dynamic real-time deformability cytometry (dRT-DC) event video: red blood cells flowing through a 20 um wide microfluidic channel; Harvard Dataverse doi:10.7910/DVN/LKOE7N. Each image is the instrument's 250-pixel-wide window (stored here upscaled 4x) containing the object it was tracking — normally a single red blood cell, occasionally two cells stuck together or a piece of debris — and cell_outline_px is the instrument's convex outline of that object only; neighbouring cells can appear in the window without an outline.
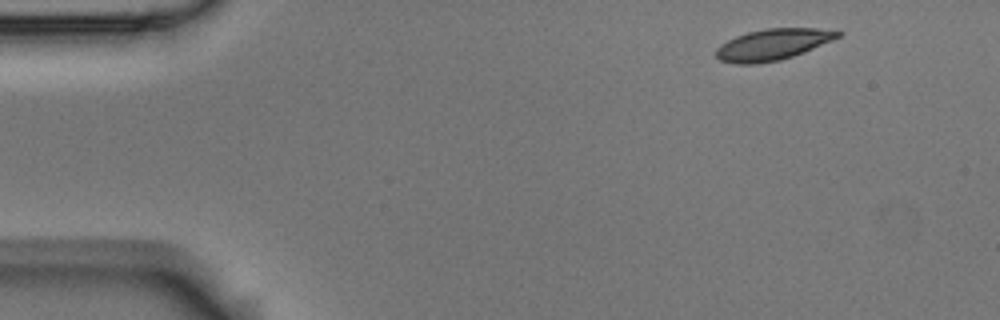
{"species": "Egyptian fruit bat (a non-hibernating species)", "species_latin": "Rousettus aegyptiacus", "temperature_condition": "room temperature", "stored_images_in_passage": 5, "camera_frame_rate_fps": 3000, "um_per_image_px": 0.085, "animal": {"sex": "male"}, "frame": {"image": 1, "passage_image": 1, "time_ms": 0.0, "image_size_px": [1000, 320], "cell_outline_px": [[844, 32], [840, 36], [832, 40], [804, 52], [780, 60], [756, 64], [732, 64], [720, 60], [716, 56], [716, 48], [720, 44], [736, 36], [748, 32], [764, 28], [816, 28]], "centroid_in_image_um": [65.65, 3.79], "position_along_channel_um": 19.3, "area_um2": 22.14}}
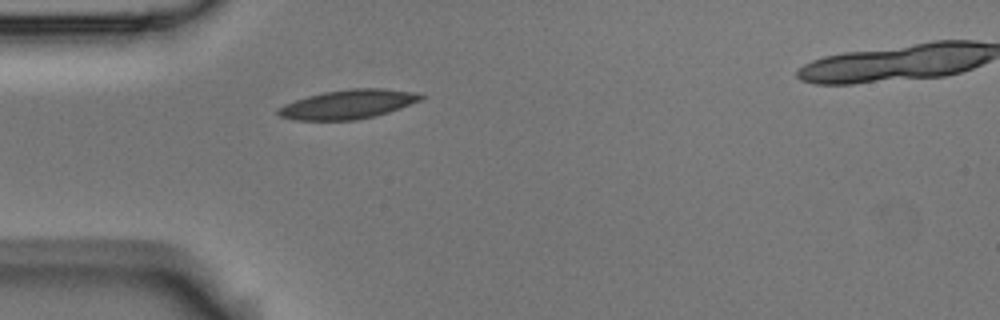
{"frame": {"image": 2, "passage_image": 4, "time_ms": 1.0, "image_size_px": [1000, 320], "cell_outline_px": [[424, 96], [420, 100], [400, 108], [388, 112], [356, 120], [296, 120], [280, 116], [276, 112], [276, 108], [284, 104], [308, 96], [324, 92], [348, 88], [384, 88], [420, 92]], "centroid_in_image_um": [29.59, 8.85], "position_along_channel_um": 55.4, "area_um2": 24.22}}